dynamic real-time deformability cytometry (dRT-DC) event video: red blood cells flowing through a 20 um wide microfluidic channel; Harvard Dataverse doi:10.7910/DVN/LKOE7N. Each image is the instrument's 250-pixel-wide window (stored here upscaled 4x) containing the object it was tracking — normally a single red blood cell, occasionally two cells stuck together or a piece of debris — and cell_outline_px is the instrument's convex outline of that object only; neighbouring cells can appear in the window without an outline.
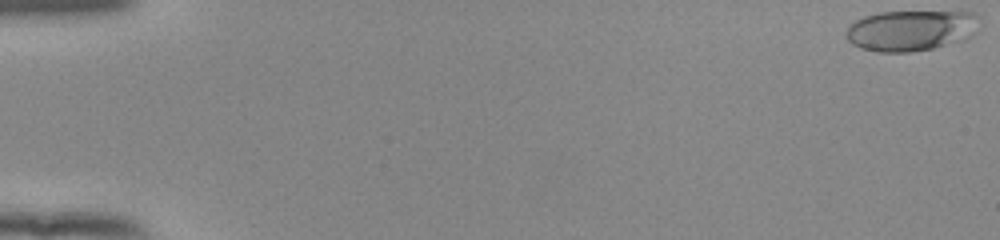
{"species": "human", "species_latin": "Homo sapiens", "temperature_condition": "room temperature", "stored_images_in_passage": 54, "camera_frame_rate_fps": 3000, "um_per_image_px": 0.085, "donor": {"sex": "female"}, "frame": {"image": 1, "passage_image": 1, "time_ms": 0.0, "image_size_px": [1000, 240], "cell_outline_px": [[976, 16], [960, 40], [932, 48], [912, 52], [876, 52], [860, 48], [852, 44], [848, 40], [848, 28], [856, 20], [864, 16], [880, 12], [976, 12]], "centroid_in_image_um": [77.23, 2.59], "position_along_channel_um": 7.8, "area_um2": 30.17}}
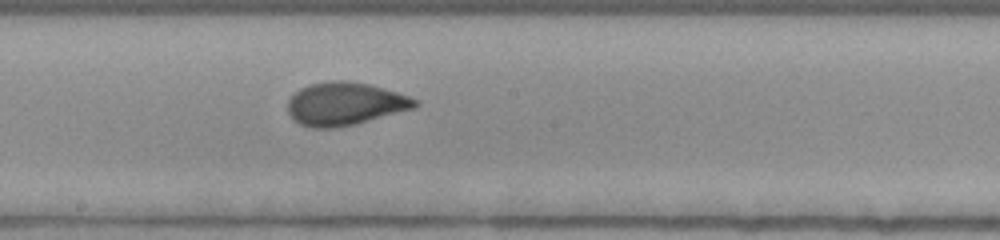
{"frame": {"image": 2, "passage_image": 31, "time_ms": 10.0, "image_size_px": [1000, 240], "cell_outline_px": [[420, 104], [416, 108], [356, 124], [332, 128], [312, 128], [300, 124], [292, 120], [288, 112], [288, 100], [300, 88], [312, 84], [332, 80], [348, 80], [368, 84], [396, 92], [420, 100]], "centroid_in_image_um": [29.34, 8.83], "position_along_channel_um": 218.9, "area_um2": 32.02}}
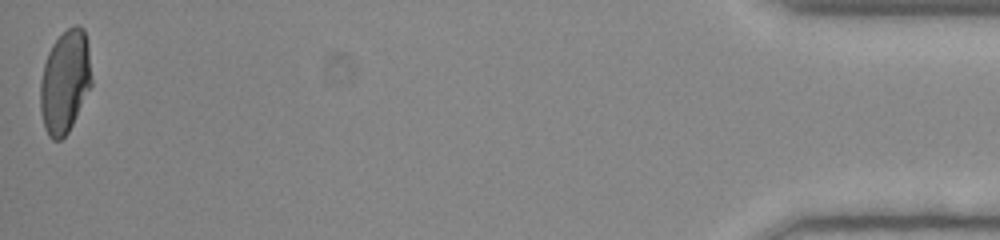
{"frame": {"image": 3, "passage_image": 54, "time_ms": 17.667, "image_size_px": [1000, 240], "cell_outline_px": [[92, 84], [68, 132], [60, 140], [52, 140], [48, 136], [44, 128], [40, 112], [40, 80], [44, 64], [48, 52], [52, 44], [68, 28], [76, 24], [80, 24], [84, 28], [88, 40], [92, 80]], "centroid_in_image_um": [5.52, 6.92], "position_along_channel_um": 429.7, "area_um2": 30.98}, "authors_computed_cell_mechanics": {"area_um2": 30.9808, "velocity_mm_per_s": 3.8881, "shape_relaxation_time_tau1_ms": 7.0347, "shape_relaxation_time_tau2_ms": 0.8551, "deformation_change_tau1": 0.2129, "deformation_change_tau2": 0.0645}}